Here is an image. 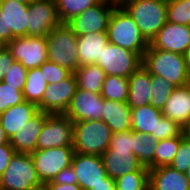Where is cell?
Here are the masks:
<instances>
[{
    "mask_svg": "<svg viewBox=\"0 0 190 190\" xmlns=\"http://www.w3.org/2000/svg\"><path fill=\"white\" fill-rule=\"evenodd\" d=\"M142 66L151 74L168 80L175 87L190 83L185 57L182 54L152 48L142 57Z\"/></svg>",
    "mask_w": 190,
    "mask_h": 190,
    "instance_id": "6da1fadb",
    "label": "cell"
},
{
    "mask_svg": "<svg viewBox=\"0 0 190 190\" xmlns=\"http://www.w3.org/2000/svg\"><path fill=\"white\" fill-rule=\"evenodd\" d=\"M108 41L111 44L138 53L143 57L149 47L133 18L118 4L109 18L107 27Z\"/></svg>",
    "mask_w": 190,
    "mask_h": 190,
    "instance_id": "7a4b0ae2",
    "label": "cell"
},
{
    "mask_svg": "<svg viewBox=\"0 0 190 190\" xmlns=\"http://www.w3.org/2000/svg\"><path fill=\"white\" fill-rule=\"evenodd\" d=\"M120 5L133 18L150 43L167 22V3L160 0H123Z\"/></svg>",
    "mask_w": 190,
    "mask_h": 190,
    "instance_id": "3957f363",
    "label": "cell"
},
{
    "mask_svg": "<svg viewBox=\"0 0 190 190\" xmlns=\"http://www.w3.org/2000/svg\"><path fill=\"white\" fill-rule=\"evenodd\" d=\"M112 132L103 120L73 123V149L81 154L101 156L110 145Z\"/></svg>",
    "mask_w": 190,
    "mask_h": 190,
    "instance_id": "277c9868",
    "label": "cell"
},
{
    "mask_svg": "<svg viewBox=\"0 0 190 190\" xmlns=\"http://www.w3.org/2000/svg\"><path fill=\"white\" fill-rule=\"evenodd\" d=\"M48 61L74 73L79 68L77 36L66 23L54 27L46 36Z\"/></svg>",
    "mask_w": 190,
    "mask_h": 190,
    "instance_id": "5b68a950",
    "label": "cell"
},
{
    "mask_svg": "<svg viewBox=\"0 0 190 190\" xmlns=\"http://www.w3.org/2000/svg\"><path fill=\"white\" fill-rule=\"evenodd\" d=\"M77 184L83 190H100L112 188L115 180L108 177L101 156L74 153L71 164Z\"/></svg>",
    "mask_w": 190,
    "mask_h": 190,
    "instance_id": "8992f818",
    "label": "cell"
},
{
    "mask_svg": "<svg viewBox=\"0 0 190 190\" xmlns=\"http://www.w3.org/2000/svg\"><path fill=\"white\" fill-rule=\"evenodd\" d=\"M42 185L31 154L15 153L0 176V190H31Z\"/></svg>",
    "mask_w": 190,
    "mask_h": 190,
    "instance_id": "52a82bcc",
    "label": "cell"
},
{
    "mask_svg": "<svg viewBox=\"0 0 190 190\" xmlns=\"http://www.w3.org/2000/svg\"><path fill=\"white\" fill-rule=\"evenodd\" d=\"M74 153L73 147H57L32 152L31 157L41 183L53 181L62 169L71 166Z\"/></svg>",
    "mask_w": 190,
    "mask_h": 190,
    "instance_id": "ba28073f",
    "label": "cell"
},
{
    "mask_svg": "<svg viewBox=\"0 0 190 190\" xmlns=\"http://www.w3.org/2000/svg\"><path fill=\"white\" fill-rule=\"evenodd\" d=\"M118 3L111 0H101L98 4L87 8L66 24L76 36L107 32L109 18Z\"/></svg>",
    "mask_w": 190,
    "mask_h": 190,
    "instance_id": "9c48e42d",
    "label": "cell"
},
{
    "mask_svg": "<svg viewBox=\"0 0 190 190\" xmlns=\"http://www.w3.org/2000/svg\"><path fill=\"white\" fill-rule=\"evenodd\" d=\"M96 64L106 75L128 78L142 65V57L138 53L108 43L103 47L101 59Z\"/></svg>",
    "mask_w": 190,
    "mask_h": 190,
    "instance_id": "30bf717a",
    "label": "cell"
},
{
    "mask_svg": "<svg viewBox=\"0 0 190 190\" xmlns=\"http://www.w3.org/2000/svg\"><path fill=\"white\" fill-rule=\"evenodd\" d=\"M15 61L27 70L41 66L48 61L47 43L44 36L15 37L5 45Z\"/></svg>",
    "mask_w": 190,
    "mask_h": 190,
    "instance_id": "8fae6325",
    "label": "cell"
},
{
    "mask_svg": "<svg viewBox=\"0 0 190 190\" xmlns=\"http://www.w3.org/2000/svg\"><path fill=\"white\" fill-rule=\"evenodd\" d=\"M73 147V122L65 114H49L37 140V150Z\"/></svg>",
    "mask_w": 190,
    "mask_h": 190,
    "instance_id": "7c38bea8",
    "label": "cell"
},
{
    "mask_svg": "<svg viewBox=\"0 0 190 190\" xmlns=\"http://www.w3.org/2000/svg\"><path fill=\"white\" fill-rule=\"evenodd\" d=\"M27 36L46 37L54 27L61 24L56 1L33 0L28 7Z\"/></svg>",
    "mask_w": 190,
    "mask_h": 190,
    "instance_id": "4fadbf2b",
    "label": "cell"
},
{
    "mask_svg": "<svg viewBox=\"0 0 190 190\" xmlns=\"http://www.w3.org/2000/svg\"><path fill=\"white\" fill-rule=\"evenodd\" d=\"M77 89L74 73H70L59 83L48 84L38 109L49 114H64Z\"/></svg>",
    "mask_w": 190,
    "mask_h": 190,
    "instance_id": "5bb4252c",
    "label": "cell"
},
{
    "mask_svg": "<svg viewBox=\"0 0 190 190\" xmlns=\"http://www.w3.org/2000/svg\"><path fill=\"white\" fill-rule=\"evenodd\" d=\"M104 99L100 93L77 88L64 113L73 123L86 120H103Z\"/></svg>",
    "mask_w": 190,
    "mask_h": 190,
    "instance_id": "9a60e30c",
    "label": "cell"
},
{
    "mask_svg": "<svg viewBox=\"0 0 190 190\" xmlns=\"http://www.w3.org/2000/svg\"><path fill=\"white\" fill-rule=\"evenodd\" d=\"M29 4L14 0H1V17L4 24V45L15 37L27 36Z\"/></svg>",
    "mask_w": 190,
    "mask_h": 190,
    "instance_id": "2e32d148",
    "label": "cell"
},
{
    "mask_svg": "<svg viewBox=\"0 0 190 190\" xmlns=\"http://www.w3.org/2000/svg\"><path fill=\"white\" fill-rule=\"evenodd\" d=\"M149 45L184 55L190 46V26L166 22Z\"/></svg>",
    "mask_w": 190,
    "mask_h": 190,
    "instance_id": "e0dca14e",
    "label": "cell"
},
{
    "mask_svg": "<svg viewBox=\"0 0 190 190\" xmlns=\"http://www.w3.org/2000/svg\"><path fill=\"white\" fill-rule=\"evenodd\" d=\"M49 113L39 110L10 139V146L17 153L31 154L37 150V140Z\"/></svg>",
    "mask_w": 190,
    "mask_h": 190,
    "instance_id": "ac0fdd59",
    "label": "cell"
},
{
    "mask_svg": "<svg viewBox=\"0 0 190 190\" xmlns=\"http://www.w3.org/2000/svg\"><path fill=\"white\" fill-rule=\"evenodd\" d=\"M101 158L108 177L113 180L137 171L142 166L134 153L129 150L105 151Z\"/></svg>",
    "mask_w": 190,
    "mask_h": 190,
    "instance_id": "d6986e66",
    "label": "cell"
},
{
    "mask_svg": "<svg viewBox=\"0 0 190 190\" xmlns=\"http://www.w3.org/2000/svg\"><path fill=\"white\" fill-rule=\"evenodd\" d=\"M148 190H190V182L185 173L162 166L149 169Z\"/></svg>",
    "mask_w": 190,
    "mask_h": 190,
    "instance_id": "ffe728a7",
    "label": "cell"
},
{
    "mask_svg": "<svg viewBox=\"0 0 190 190\" xmlns=\"http://www.w3.org/2000/svg\"><path fill=\"white\" fill-rule=\"evenodd\" d=\"M164 117L181 126L190 119V83L175 87L161 110Z\"/></svg>",
    "mask_w": 190,
    "mask_h": 190,
    "instance_id": "44dd1931",
    "label": "cell"
},
{
    "mask_svg": "<svg viewBox=\"0 0 190 190\" xmlns=\"http://www.w3.org/2000/svg\"><path fill=\"white\" fill-rule=\"evenodd\" d=\"M108 43L107 32L77 36L79 67L96 64L101 59L103 47Z\"/></svg>",
    "mask_w": 190,
    "mask_h": 190,
    "instance_id": "7402d4cb",
    "label": "cell"
},
{
    "mask_svg": "<svg viewBox=\"0 0 190 190\" xmlns=\"http://www.w3.org/2000/svg\"><path fill=\"white\" fill-rule=\"evenodd\" d=\"M152 75L141 65L129 77L127 103L131 108L146 106L151 100Z\"/></svg>",
    "mask_w": 190,
    "mask_h": 190,
    "instance_id": "603a6c76",
    "label": "cell"
},
{
    "mask_svg": "<svg viewBox=\"0 0 190 190\" xmlns=\"http://www.w3.org/2000/svg\"><path fill=\"white\" fill-rule=\"evenodd\" d=\"M39 111L34 103L23 101L0 114V123L10 139L17 131Z\"/></svg>",
    "mask_w": 190,
    "mask_h": 190,
    "instance_id": "cb8c5ba5",
    "label": "cell"
},
{
    "mask_svg": "<svg viewBox=\"0 0 190 190\" xmlns=\"http://www.w3.org/2000/svg\"><path fill=\"white\" fill-rule=\"evenodd\" d=\"M103 121L112 133L131 130V107L127 102L104 99Z\"/></svg>",
    "mask_w": 190,
    "mask_h": 190,
    "instance_id": "d4e9b609",
    "label": "cell"
},
{
    "mask_svg": "<svg viewBox=\"0 0 190 190\" xmlns=\"http://www.w3.org/2000/svg\"><path fill=\"white\" fill-rule=\"evenodd\" d=\"M162 116L161 109L155 108L151 104L131 108V130L149 134L157 141L158 121Z\"/></svg>",
    "mask_w": 190,
    "mask_h": 190,
    "instance_id": "484cf974",
    "label": "cell"
},
{
    "mask_svg": "<svg viewBox=\"0 0 190 190\" xmlns=\"http://www.w3.org/2000/svg\"><path fill=\"white\" fill-rule=\"evenodd\" d=\"M74 75L77 81V88L93 93H100L105 79V72L97 64L84 65L79 67Z\"/></svg>",
    "mask_w": 190,
    "mask_h": 190,
    "instance_id": "4316f807",
    "label": "cell"
},
{
    "mask_svg": "<svg viewBox=\"0 0 190 190\" xmlns=\"http://www.w3.org/2000/svg\"><path fill=\"white\" fill-rule=\"evenodd\" d=\"M134 148L133 153L139 163L148 169H154V152L157 141L149 134H142L133 130Z\"/></svg>",
    "mask_w": 190,
    "mask_h": 190,
    "instance_id": "83f0119b",
    "label": "cell"
},
{
    "mask_svg": "<svg viewBox=\"0 0 190 190\" xmlns=\"http://www.w3.org/2000/svg\"><path fill=\"white\" fill-rule=\"evenodd\" d=\"M47 85L39 67L28 69L26 83L22 91L24 100L38 106L42 102Z\"/></svg>",
    "mask_w": 190,
    "mask_h": 190,
    "instance_id": "f1b7e54d",
    "label": "cell"
},
{
    "mask_svg": "<svg viewBox=\"0 0 190 190\" xmlns=\"http://www.w3.org/2000/svg\"><path fill=\"white\" fill-rule=\"evenodd\" d=\"M129 94L128 78L106 75L100 95L103 99L127 102Z\"/></svg>",
    "mask_w": 190,
    "mask_h": 190,
    "instance_id": "f546056e",
    "label": "cell"
},
{
    "mask_svg": "<svg viewBox=\"0 0 190 190\" xmlns=\"http://www.w3.org/2000/svg\"><path fill=\"white\" fill-rule=\"evenodd\" d=\"M116 190H148L149 169L141 166L137 171L129 172L115 180Z\"/></svg>",
    "mask_w": 190,
    "mask_h": 190,
    "instance_id": "4dcf8cb0",
    "label": "cell"
},
{
    "mask_svg": "<svg viewBox=\"0 0 190 190\" xmlns=\"http://www.w3.org/2000/svg\"><path fill=\"white\" fill-rule=\"evenodd\" d=\"M101 0H56L61 23H67L87 8L98 4Z\"/></svg>",
    "mask_w": 190,
    "mask_h": 190,
    "instance_id": "1f68e13d",
    "label": "cell"
},
{
    "mask_svg": "<svg viewBox=\"0 0 190 190\" xmlns=\"http://www.w3.org/2000/svg\"><path fill=\"white\" fill-rule=\"evenodd\" d=\"M180 137H173L157 141L154 152V169L169 166L178 152Z\"/></svg>",
    "mask_w": 190,
    "mask_h": 190,
    "instance_id": "d6a6232c",
    "label": "cell"
},
{
    "mask_svg": "<svg viewBox=\"0 0 190 190\" xmlns=\"http://www.w3.org/2000/svg\"><path fill=\"white\" fill-rule=\"evenodd\" d=\"M174 88L175 86L165 78L152 75L150 104L162 110Z\"/></svg>",
    "mask_w": 190,
    "mask_h": 190,
    "instance_id": "836d02e7",
    "label": "cell"
},
{
    "mask_svg": "<svg viewBox=\"0 0 190 190\" xmlns=\"http://www.w3.org/2000/svg\"><path fill=\"white\" fill-rule=\"evenodd\" d=\"M167 22L190 26V0L168 2Z\"/></svg>",
    "mask_w": 190,
    "mask_h": 190,
    "instance_id": "e575fe53",
    "label": "cell"
},
{
    "mask_svg": "<svg viewBox=\"0 0 190 190\" xmlns=\"http://www.w3.org/2000/svg\"><path fill=\"white\" fill-rule=\"evenodd\" d=\"M23 101L25 100L21 90L7 85L3 81L0 82V114Z\"/></svg>",
    "mask_w": 190,
    "mask_h": 190,
    "instance_id": "d590c367",
    "label": "cell"
},
{
    "mask_svg": "<svg viewBox=\"0 0 190 190\" xmlns=\"http://www.w3.org/2000/svg\"><path fill=\"white\" fill-rule=\"evenodd\" d=\"M27 72L28 70L20 62L14 61L2 81L7 85L23 91L27 79Z\"/></svg>",
    "mask_w": 190,
    "mask_h": 190,
    "instance_id": "8d00e7d4",
    "label": "cell"
},
{
    "mask_svg": "<svg viewBox=\"0 0 190 190\" xmlns=\"http://www.w3.org/2000/svg\"><path fill=\"white\" fill-rule=\"evenodd\" d=\"M169 166L181 173L187 172L190 166V141L185 137H180L178 152Z\"/></svg>",
    "mask_w": 190,
    "mask_h": 190,
    "instance_id": "74e56055",
    "label": "cell"
},
{
    "mask_svg": "<svg viewBox=\"0 0 190 190\" xmlns=\"http://www.w3.org/2000/svg\"><path fill=\"white\" fill-rule=\"evenodd\" d=\"M39 69L47 84L59 83L71 73L67 68L50 61L44 62Z\"/></svg>",
    "mask_w": 190,
    "mask_h": 190,
    "instance_id": "f35d334b",
    "label": "cell"
},
{
    "mask_svg": "<svg viewBox=\"0 0 190 190\" xmlns=\"http://www.w3.org/2000/svg\"><path fill=\"white\" fill-rule=\"evenodd\" d=\"M133 130L112 133L109 148L106 151L129 150L133 153Z\"/></svg>",
    "mask_w": 190,
    "mask_h": 190,
    "instance_id": "ab89813d",
    "label": "cell"
},
{
    "mask_svg": "<svg viewBox=\"0 0 190 190\" xmlns=\"http://www.w3.org/2000/svg\"><path fill=\"white\" fill-rule=\"evenodd\" d=\"M182 136V126L179 123L164 116L158 121L157 141Z\"/></svg>",
    "mask_w": 190,
    "mask_h": 190,
    "instance_id": "60d3db41",
    "label": "cell"
},
{
    "mask_svg": "<svg viewBox=\"0 0 190 190\" xmlns=\"http://www.w3.org/2000/svg\"><path fill=\"white\" fill-rule=\"evenodd\" d=\"M46 184H77V176L72 168V166H69L67 168L62 169L56 177L53 179V181L48 182Z\"/></svg>",
    "mask_w": 190,
    "mask_h": 190,
    "instance_id": "b9f144b4",
    "label": "cell"
},
{
    "mask_svg": "<svg viewBox=\"0 0 190 190\" xmlns=\"http://www.w3.org/2000/svg\"><path fill=\"white\" fill-rule=\"evenodd\" d=\"M14 61L15 60L12 57L8 48L5 45H3L0 49V82L3 80V77L9 71Z\"/></svg>",
    "mask_w": 190,
    "mask_h": 190,
    "instance_id": "7bdbcfd3",
    "label": "cell"
},
{
    "mask_svg": "<svg viewBox=\"0 0 190 190\" xmlns=\"http://www.w3.org/2000/svg\"><path fill=\"white\" fill-rule=\"evenodd\" d=\"M15 153L16 151L10 146V144H4L0 146V176L8 167L11 158Z\"/></svg>",
    "mask_w": 190,
    "mask_h": 190,
    "instance_id": "ee69618b",
    "label": "cell"
},
{
    "mask_svg": "<svg viewBox=\"0 0 190 190\" xmlns=\"http://www.w3.org/2000/svg\"><path fill=\"white\" fill-rule=\"evenodd\" d=\"M49 190H83L78 184H46Z\"/></svg>",
    "mask_w": 190,
    "mask_h": 190,
    "instance_id": "f6af8a7d",
    "label": "cell"
},
{
    "mask_svg": "<svg viewBox=\"0 0 190 190\" xmlns=\"http://www.w3.org/2000/svg\"><path fill=\"white\" fill-rule=\"evenodd\" d=\"M182 135L190 141V119L182 125Z\"/></svg>",
    "mask_w": 190,
    "mask_h": 190,
    "instance_id": "bcb514c9",
    "label": "cell"
},
{
    "mask_svg": "<svg viewBox=\"0 0 190 190\" xmlns=\"http://www.w3.org/2000/svg\"><path fill=\"white\" fill-rule=\"evenodd\" d=\"M4 144H9V138L5 134V131L2 128L1 123H0V146Z\"/></svg>",
    "mask_w": 190,
    "mask_h": 190,
    "instance_id": "7dc6e473",
    "label": "cell"
},
{
    "mask_svg": "<svg viewBox=\"0 0 190 190\" xmlns=\"http://www.w3.org/2000/svg\"><path fill=\"white\" fill-rule=\"evenodd\" d=\"M0 43L4 45V24L1 17V8H0Z\"/></svg>",
    "mask_w": 190,
    "mask_h": 190,
    "instance_id": "c3c4849f",
    "label": "cell"
},
{
    "mask_svg": "<svg viewBox=\"0 0 190 190\" xmlns=\"http://www.w3.org/2000/svg\"><path fill=\"white\" fill-rule=\"evenodd\" d=\"M184 57H185L187 71H188V73L190 75V46L188 47V49L184 53Z\"/></svg>",
    "mask_w": 190,
    "mask_h": 190,
    "instance_id": "681fc988",
    "label": "cell"
},
{
    "mask_svg": "<svg viewBox=\"0 0 190 190\" xmlns=\"http://www.w3.org/2000/svg\"><path fill=\"white\" fill-rule=\"evenodd\" d=\"M31 190H49L46 184H42L38 187H34Z\"/></svg>",
    "mask_w": 190,
    "mask_h": 190,
    "instance_id": "f907efd6",
    "label": "cell"
},
{
    "mask_svg": "<svg viewBox=\"0 0 190 190\" xmlns=\"http://www.w3.org/2000/svg\"><path fill=\"white\" fill-rule=\"evenodd\" d=\"M14 1L21 2V3H24V4H29L33 0H14Z\"/></svg>",
    "mask_w": 190,
    "mask_h": 190,
    "instance_id": "816d5d0a",
    "label": "cell"
},
{
    "mask_svg": "<svg viewBox=\"0 0 190 190\" xmlns=\"http://www.w3.org/2000/svg\"><path fill=\"white\" fill-rule=\"evenodd\" d=\"M185 174H186V177L189 179V182H190V166L187 169V172Z\"/></svg>",
    "mask_w": 190,
    "mask_h": 190,
    "instance_id": "f5cc1de1",
    "label": "cell"
},
{
    "mask_svg": "<svg viewBox=\"0 0 190 190\" xmlns=\"http://www.w3.org/2000/svg\"><path fill=\"white\" fill-rule=\"evenodd\" d=\"M100 190H116V186L114 185L112 188H108V189H100Z\"/></svg>",
    "mask_w": 190,
    "mask_h": 190,
    "instance_id": "db71d44e",
    "label": "cell"
},
{
    "mask_svg": "<svg viewBox=\"0 0 190 190\" xmlns=\"http://www.w3.org/2000/svg\"><path fill=\"white\" fill-rule=\"evenodd\" d=\"M123 0H114V2L120 4Z\"/></svg>",
    "mask_w": 190,
    "mask_h": 190,
    "instance_id": "11a10c76",
    "label": "cell"
},
{
    "mask_svg": "<svg viewBox=\"0 0 190 190\" xmlns=\"http://www.w3.org/2000/svg\"><path fill=\"white\" fill-rule=\"evenodd\" d=\"M160 1H164V2L168 3V2H171L172 0H160Z\"/></svg>",
    "mask_w": 190,
    "mask_h": 190,
    "instance_id": "9f6ffc18",
    "label": "cell"
}]
</instances>
